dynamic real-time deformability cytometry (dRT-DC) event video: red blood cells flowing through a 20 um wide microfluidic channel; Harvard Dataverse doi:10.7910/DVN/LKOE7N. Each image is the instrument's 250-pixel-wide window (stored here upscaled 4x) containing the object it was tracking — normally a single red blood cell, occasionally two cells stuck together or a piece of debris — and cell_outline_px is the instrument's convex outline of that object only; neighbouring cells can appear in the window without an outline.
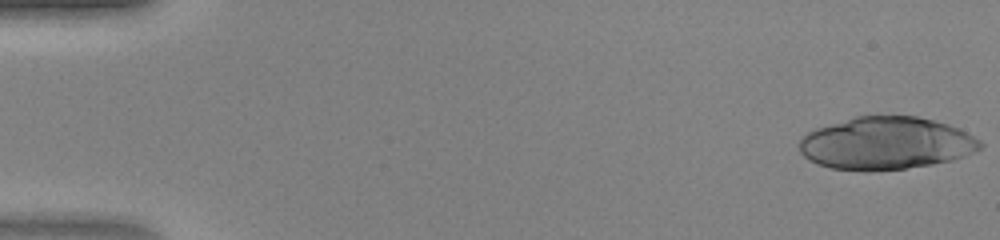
{"species": "human", "species_latin": "Homo sapiens", "temperature_condition": "warm", "stored_images_in_passage": 22, "camera_frame_rate_fps": 3000, "um_per_image_px": 0.085, "donor": {"sex": "female"}, "frame": {"image": 1, "passage_image": 1, "time_ms": 0.0, "image_size_px": [1000, 240], "cell_outline_px": [[984, 144], [980, 148], [964, 156], [952, 160], [932, 164], [904, 168], [864, 172], [832, 168], [816, 164], [808, 160], [800, 152], [800, 140], [808, 132], [816, 128], [856, 116], [916, 116], [948, 124], [960, 128], [980, 140]], "centroid_in_image_um": [75.31, 12.19], "position_along_channel_um": 9.7, "area_um2": 55.43}}
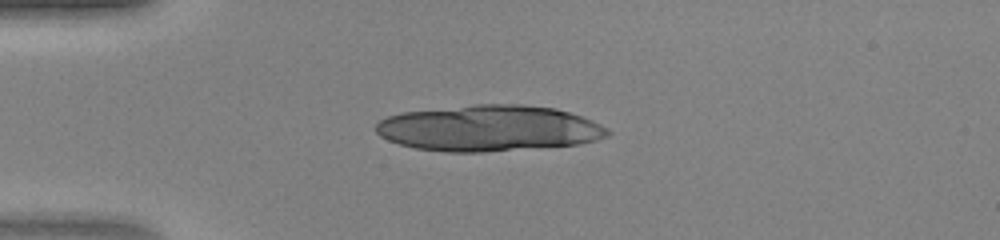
{"frame": {"image": 2, "passage_image": 12, "time_ms": 3.667, "image_size_px": [1000, 240], "cell_outline_px": [[612, 132], [608, 136], [596, 140], [576, 144], [484, 152], [444, 152], [416, 148], [400, 144], [388, 140], [380, 136], [376, 132], [376, 124], [380, 120], [388, 116], [400, 112], [476, 104], [520, 104], [556, 108], [592, 120], [608, 128]], "centroid_in_image_um": [41.54, 10.89], "position_along_channel_um": 43.5, "area_um2": 62.14}}
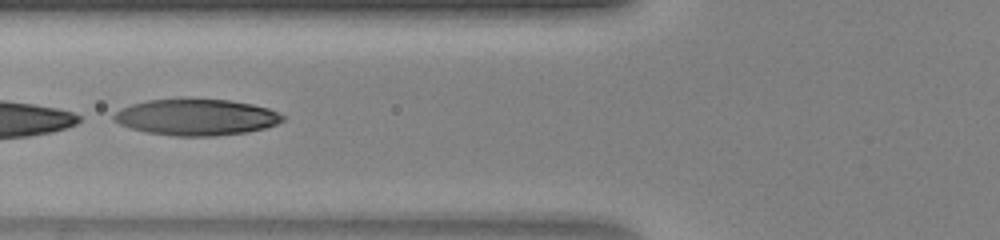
{"frame": {"image": 3, "passage_image": 19, "time_ms": 6.0, "image_size_px": [1000, 240], "cell_outline_px": [[284, 120], [276, 124], [264, 128], [248, 132], [216, 136], [172, 136], [144, 132], [120, 124], [112, 120], [112, 116], [120, 108], [132, 104], [148, 100], [228, 100], [252, 104], [268, 108], [284, 116]], "centroid_in_image_um": [16.66, 9.98], "position_along_channel_um": 109.1, "area_um2": 35.43}}